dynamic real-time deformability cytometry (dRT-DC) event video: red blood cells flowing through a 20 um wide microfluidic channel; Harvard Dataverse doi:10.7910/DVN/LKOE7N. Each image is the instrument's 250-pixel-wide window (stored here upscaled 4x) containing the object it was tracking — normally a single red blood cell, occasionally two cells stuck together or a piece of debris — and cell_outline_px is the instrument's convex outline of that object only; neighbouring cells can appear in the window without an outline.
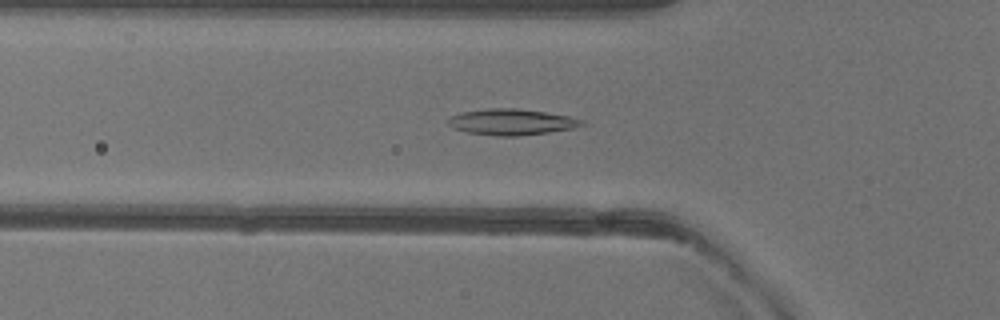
{"species": "common noctule bat (a hibernating species)", "species_latin": "Nyctalus noctula", "temperature_condition": "warm", "stored_images_in_passage": 51, "camera_frame_rate_fps": 3000, "um_per_image_px": 0.085, "animal": {"sex": "female"}, "frame": {"image": 1, "passage_image": 17, "time_ms": 5.333, "image_size_px": [1000, 320], "cell_outline_px": [[588, 124], [576, 128], [520, 136], [496, 136], [468, 132], [452, 128], [448, 124], [448, 116], [460, 112], [488, 108], [516, 108], [544, 112], [568, 116], [584, 120]], "centroid_in_image_um": [43.48, 10.37], "position_along_channel_um": 82.3, "area_um2": 20.52}}
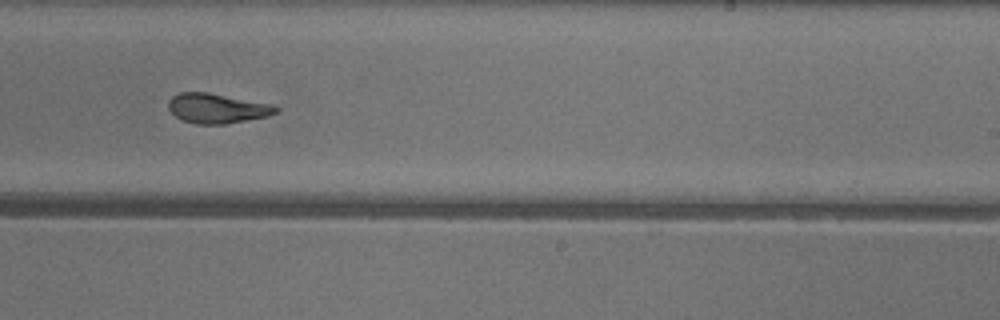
{"frame": {"image": 2, "passage_image": 31, "time_ms": 10.0, "image_size_px": [1000, 320], "cell_outline_px": [[280, 112], [268, 116], [224, 124], [196, 124], [180, 120], [168, 108], [168, 100], [172, 96], [180, 92], [208, 92], [272, 104], [280, 108]], "centroid_in_image_um": [18.46, 9.21], "position_along_channel_um": 270.5, "area_um2": 18.79}}
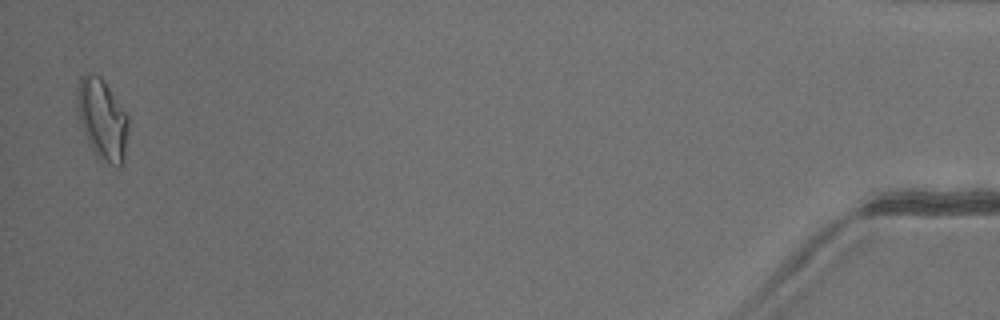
{"frame": {"image": 3, "passage_image": 50, "time_ms": 16.333, "image_size_px": [1000, 320], "cell_outline_px": [[128, 128], [124, 160], [120, 168], [116, 168], [108, 164], [92, 148], [88, 140], [80, 120], [76, 104], [76, 92], [80, 80], [84, 72], [92, 72], [100, 76], [104, 80], [128, 116]], "centroid_in_image_um": [8.7, 10.1], "position_along_channel_um": 426.5, "area_um2": 23.93}, "authors_computed_cell_mechanics": {"area_um2": 19.8832, "velocity_mm_per_s": 4.0202, "shape_relaxation_time_tau1_ms": 5.7872, "shape_relaxation_time_tau2_ms": 2.4951, "deformation_change_tau1": 0.1784, "deformation_change_tau2": 0.0934}}